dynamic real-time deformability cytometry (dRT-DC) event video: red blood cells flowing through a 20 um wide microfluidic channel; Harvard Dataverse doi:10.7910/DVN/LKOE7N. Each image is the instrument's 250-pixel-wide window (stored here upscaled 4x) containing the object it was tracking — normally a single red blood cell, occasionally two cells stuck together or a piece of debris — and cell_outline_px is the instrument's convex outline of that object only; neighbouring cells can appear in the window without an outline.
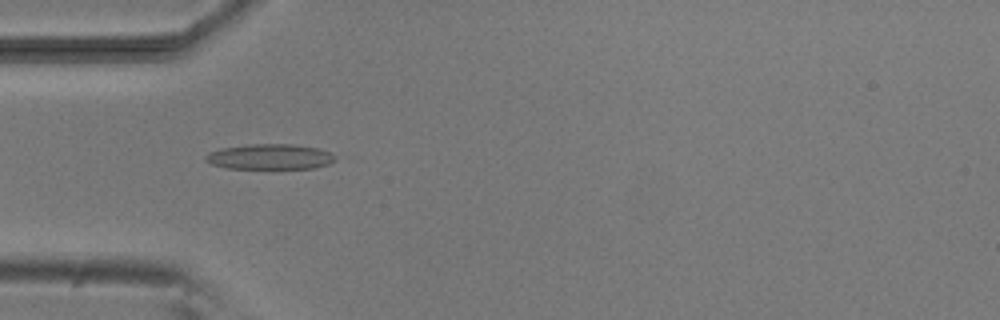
{"species": "common noctule bat (a hibernating species)", "species_latin": "Nyctalus noctula", "temperature_condition": "room temperature", "stored_images_in_passage": 6, "camera_frame_rate_fps": 3000, "um_per_image_px": 0.085, "animal": {"sex": "male", "body_mass_g": 20.5, "forearm_length_mm": 52.5}, "frame": {"image": 1, "passage_image": 4, "time_ms": 3.333, "image_size_px": [1000, 320], "cell_outline_px": [[336, 160], [328, 164], [316, 168], [224, 168], [212, 164], [204, 160], [204, 156], [208, 152], [220, 148], [248, 144], [296, 144], [316, 148], [328, 152], [336, 156]], "centroid_in_image_um": [22.9, 13.32], "position_along_channel_um": 62.1, "area_um2": 19.25}}
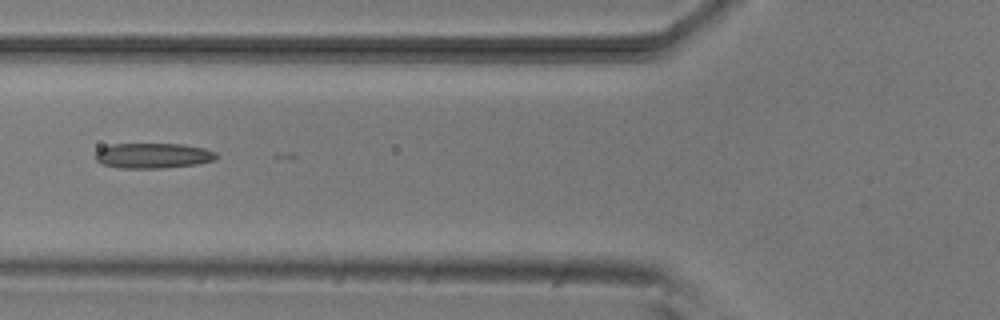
{"frame": {"image": 2, "passage_image": 5, "time_ms": 4.667, "image_size_px": [1000, 320], "cell_outline_px": [[216, 160], [196, 164], [164, 168], [120, 168], [100, 164], [92, 156], [100, 148], [112, 144], [184, 144], [204, 148], [216, 152]], "centroid_in_image_um": [12.97, 13.23], "position_along_channel_um": 112.8, "area_um2": 17.98}}
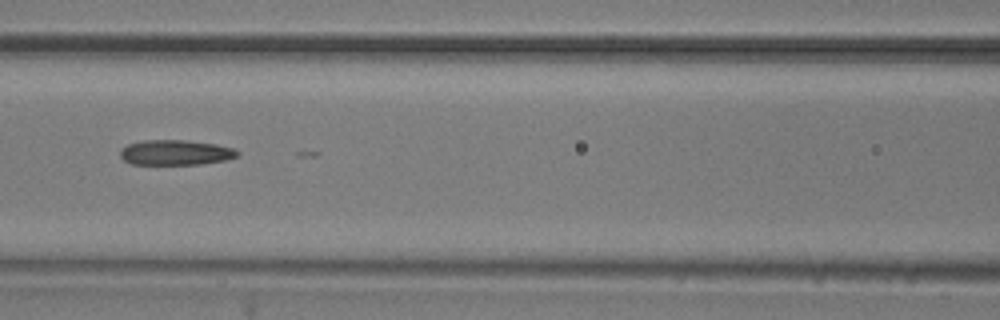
{"frame": {"image": 3, "passage_image": 6, "time_ms": 5.667, "image_size_px": [1000, 320], "cell_outline_px": [[240, 156], [224, 160], [200, 164], [132, 164], [124, 160], [120, 156], [120, 152], [128, 144], [144, 140], [184, 140], [216, 144], [232, 148], [240, 152]], "centroid_in_image_um": [14.94, 12.96], "position_along_channel_um": 151.7, "area_um2": 17.05}}